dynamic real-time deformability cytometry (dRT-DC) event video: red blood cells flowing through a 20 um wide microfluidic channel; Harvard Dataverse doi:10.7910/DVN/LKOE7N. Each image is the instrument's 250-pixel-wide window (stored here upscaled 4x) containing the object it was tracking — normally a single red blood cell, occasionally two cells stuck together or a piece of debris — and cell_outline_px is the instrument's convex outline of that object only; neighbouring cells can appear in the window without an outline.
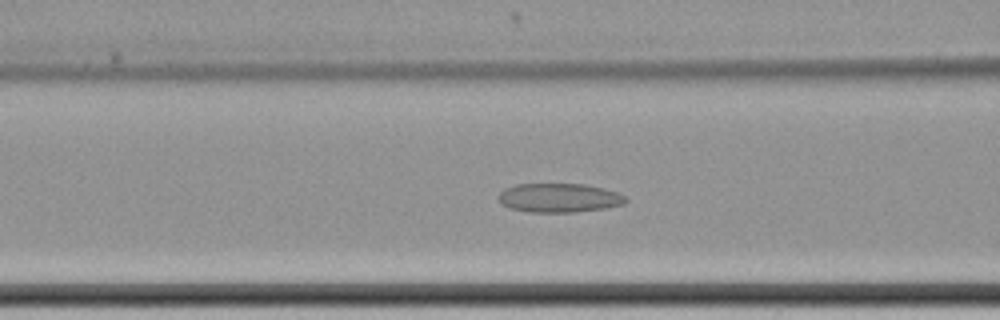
{"species": "common noctule bat (a hibernating species)", "species_latin": "Nyctalus noctula", "temperature_condition": "cold", "stored_images_in_passage": 46, "camera_frame_rate_fps": 3000, "um_per_image_px": 0.085, "animal": {"sex": "female", "body_mass_g": 22.7, "forearm_length_mm": 54.2}, "frame": {"image": 1, "passage_image": 15, "time_ms": 4.667, "image_size_px": [1000, 320], "cell_outline_px": [[628, 200], [624, 204], [604, 208], [576, 212], [532, 212], [512, 208], [500, 204], [496, 196], [504, 188], [516, 184], [584, 184], [604, 188], [616, 192], [624, 196]], "centroid_in_image_um": [47.49, 16.81], "position_along_channel_um": 119.1, "area_um2": 21.56}}
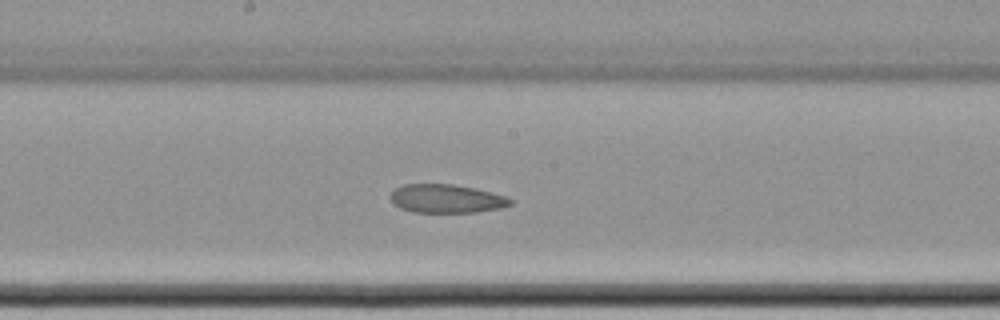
{"frame": {"image": 2, "passage_image": 23, "time_ms": 7.333, "image_size_px": [1000, 320], "cell_outline_px": [[512, 204], [500, 208], [476, 212], [412, 212], [400, 208], [392, 204], [392, 192], [396, 188], [404, 184], [452, 184], [476, 188], [504, 196], [512, 200]], "centroid_in_image_um": [37.93, 16.89], "position_along_channel_um": 210.3, "area_um2": 19.83}}
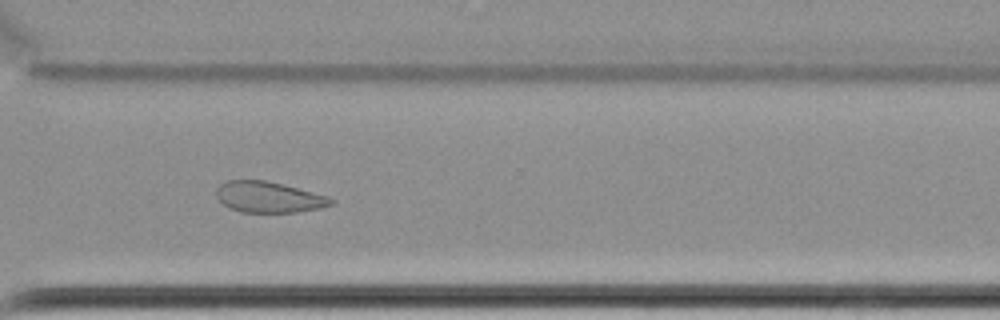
{"frame": {"image": 3, "passage_image": 35, "time_ms": 11.333, "image_size_px": [1000, 320], "cell_outline_px": [[336, 204], [320, 208], [296, 212], [240, 212], [228, 208], [216, 196], [216, 188], [220, 184], [228, 180], [264, 180], [284, 184], [328, 196], [336, 200]], "centroid_in_image_um": [22.87, 16.75], "position_along_channel_um": 347.7, "area_um2": 20.87}}